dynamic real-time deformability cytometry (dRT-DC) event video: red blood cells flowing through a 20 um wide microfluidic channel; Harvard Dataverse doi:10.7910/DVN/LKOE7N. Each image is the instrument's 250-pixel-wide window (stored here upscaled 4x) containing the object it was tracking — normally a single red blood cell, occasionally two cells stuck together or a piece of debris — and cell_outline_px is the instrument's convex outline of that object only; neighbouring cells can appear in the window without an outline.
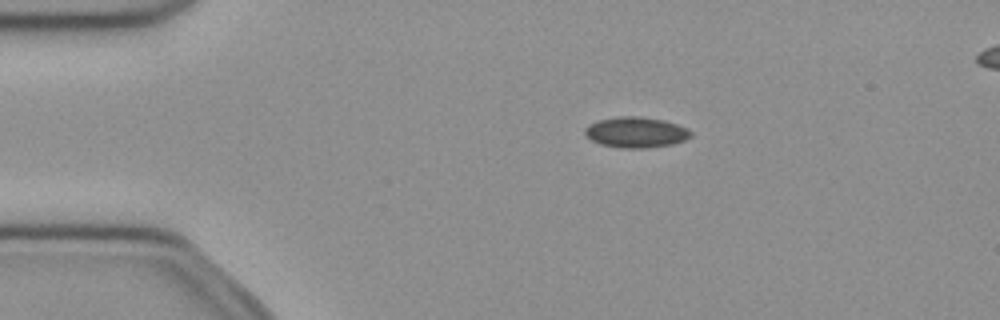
{"species": "common noctule bat (a hibernating species)", "species_latin": "Nyctalus noctula", "temperature_condition": "cold", "stored_images_in_passage": 51, "camera_frame_rate_fps": 3000, "um_per_image_px": 0.085, "animal": {"sex": "female", "body_mass_g": 21.9}, "frame": {"image": 1, "passage_image": 10, "time_ms": 3.0, "image_size_px": [1000, 320], "cell_outline_px": [[692, 136], [684, 140], [672, 144], [644, 148], [620, 148], [600, 144], [592, 140], [584, 132], [584, 128], [588, 124], [600, 120], [620, 116], [640, 116], [664, 120], [688, 128], [692, 132]], "centroid_in_image_um": [54.06, 11.24], "position_along_channel_um": 30.9, "area_um2": 18.9}}
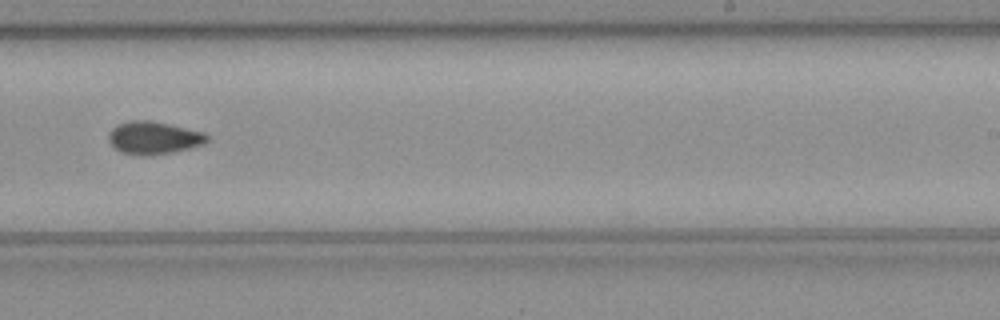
{"frame": {"image": 2, "passage_image": 32, "time_ms": 10.333, "image_size_px": [1000, 320], "cell_outline_px": [[208, 140], [204, 144], [172, 152], [148, 156], [136, 156], [120, 152], [108, 140], [108, 132], [116, 124], [128, 120], [148, 120], [168, 124], [204, 132], [208, 136]], "centroid_in_image_um": [13.02, 11.72], "position_along_channel_um": 276.0, "area_um2": 18.9}}
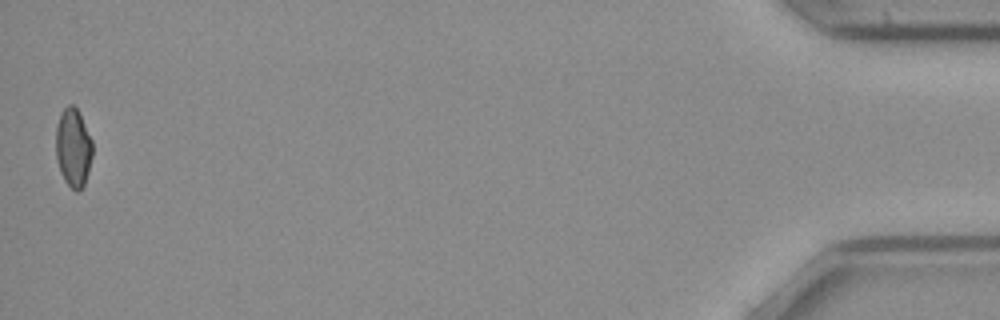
{"frame": {"image": 3, "passage_image": 51, "time_ms": 16.667, "image_size_px": [1000, 320], "cell_outline_px": [[92, 156], [88, 172], [84, 184], [80, 192], [76, 192], [64, 180], [60, 172], [56, 156], [56, 128], [60, 116], [64, 108], [68, 104], [72, 104], [76, 108], [92, 140]], "centroid_in_image_um": [6.22, 12.58], "position_along_channel_um": 429.0, "area_um2": 16.59}, "authors_computed_cell_mechanics": {"area_um2": 17.9758, "velocity_mm_per_s": 3.9776, "shape_relaxation_time_tau1_ms": null, "shape_relaxation_time_tau2_ms": 10.5926, "deformation_change_tau1": null, "deformation_change_tau2": 0.1321}}